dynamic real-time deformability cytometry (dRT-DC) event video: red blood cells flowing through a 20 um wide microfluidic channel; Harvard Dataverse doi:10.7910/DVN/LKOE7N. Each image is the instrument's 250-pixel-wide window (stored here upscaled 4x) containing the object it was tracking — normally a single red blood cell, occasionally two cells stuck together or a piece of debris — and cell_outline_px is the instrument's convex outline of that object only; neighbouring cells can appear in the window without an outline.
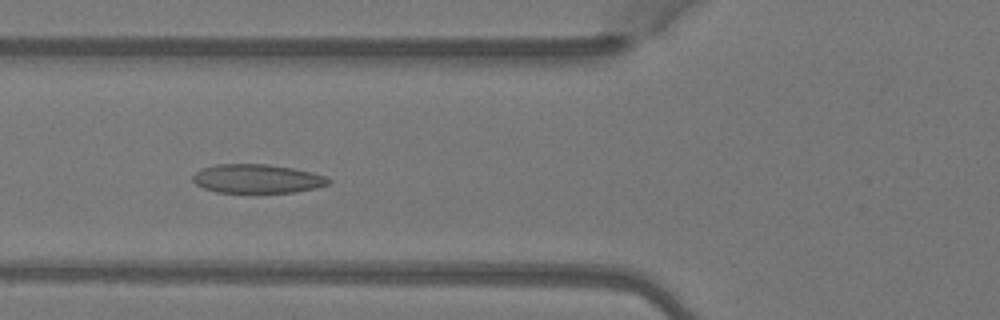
{"species": "Egyptian fruit bat (a non-hibernating species)", "species_latin": "Rousettus aegyptiacus", "temperature_condition": "warm", "stored_images_in_passage": 7, "camera_frame_rate_fps": 3000, "um_per_image_px": 0.085, "animal": {"sex": "female"}, "frame": {"image": 1, "passage_image": 5, "time_ms": 1.333, "image_size_px": [1000, 320], "cell_outline_px": [[332, 180], [328, 184], [316, 188], [296, 192], [216, 192], [204, 188], [196, 184], [192, 180], [192, 176], [200, 168], [216, 164], [268, 164], [292, 168], [312, 172], [324, 176]], "centroid_in_image_um": [21.84, 15.18], "position_along_channel_um": 104.0, "area_um2": 22.83}}
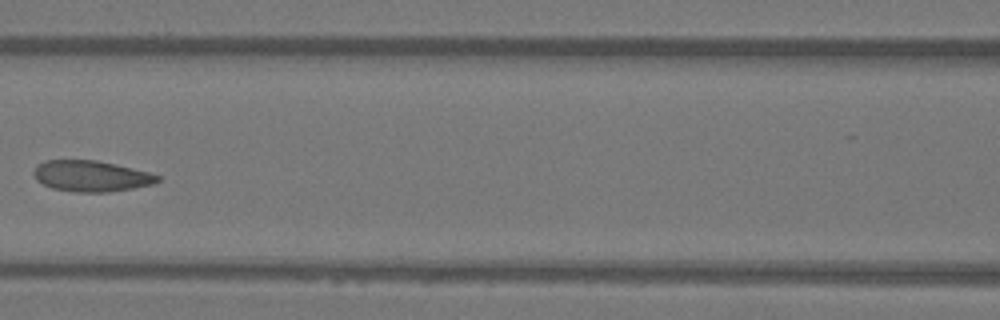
{"frame": {"image": 2, "passage_image": 6, "time_ms": 1.667, "image_size_px": [1000, 320], "cell_outline_px": [[160, 180], [152, 184], [132, 188], [108, 192], [76, 192], [52, 188], [36, 180], [32, 172], [36, 164], [44, 160], [96, 160], [116, 164], [148, 172], [160, 176]], "centroid_in_image_um": [7.7, 14.96], "position_along_channel_um": 158.9, "area_um2": 22.37}}
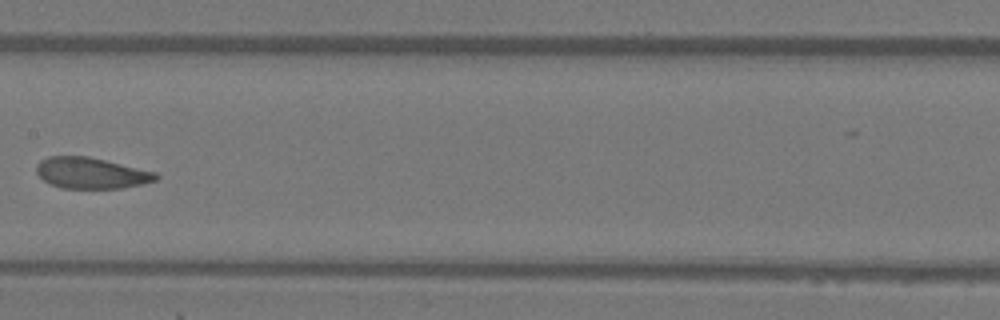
{"frame": {"image": 3, "passage_image": 7, "time_ms": 2.0, "image_size_px": [1000, 320], "cell_outline_px": [[160, 176], [156, 180], [140, 184], [120, 188], [60, 188], [48, 184], [36, 172], [36, 164], [40, 160], [48, 156], [88, 156], [156, 172]], "centroid_in_image_um": [7.71, 14.7], "position_along_channel_um": 199.7, "area_um2": 21.62}}